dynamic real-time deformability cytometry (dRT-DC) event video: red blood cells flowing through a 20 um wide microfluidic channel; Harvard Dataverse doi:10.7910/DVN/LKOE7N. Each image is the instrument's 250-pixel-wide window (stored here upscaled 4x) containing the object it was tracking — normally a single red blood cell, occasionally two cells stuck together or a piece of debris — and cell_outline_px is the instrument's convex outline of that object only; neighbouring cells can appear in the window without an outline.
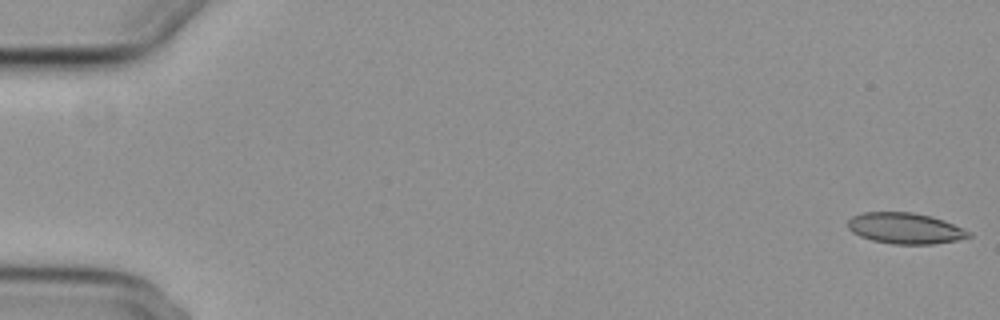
{"species": "common noctule bat (a hibernating species)", "species_latin": "Nyctalus noctula", "temperature_condition": "cold", "stored_images_in_passage": 56, "camera_frame_rate_fps": 3000, "um_per_image_px": 0.085, "animal": {"sex": "female", "body_mass_g": 29.2, "forearm_length_mm": 56.3}, "frame": {"image": 1, "passage_image": 1, "time_ms": 0.0, "image_size_px": [1000, 320], "cell_outline_px": [[972, 236], [956, 240], [932, 244], [892, 244], [872, 240], [860, 236], [852, 232], [848, 228], [848, 220], [852, 216], [864, 212], [912, 212], [932, 216], [944, 220], [972, 232]], "centroid_in_image_um": [76.94, 19.4], "position_along_channel_um": 8.1, "area_um2": 21.85}}
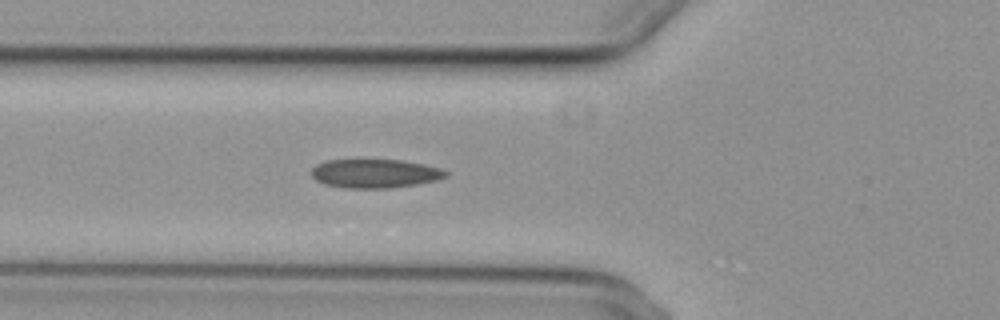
{"frame": {"image": 2, "passage_image": 21, "time_ms": 6.667, "image_size_px": [1000, 320], "cell_outline_px": [[448, 176], [436, 180], [416, 184], [392, 188], [344, 188], [324, 184], [316, 180], [312, 176], [312, 168], [316, 164], [324, 160], [400, 160], [424, 164], [440, 168], [448, 172]], "centroid_in_image_um": [31.86, 14.75], "position_along_channel_um": 93.9, "area_um2": 22.6}}
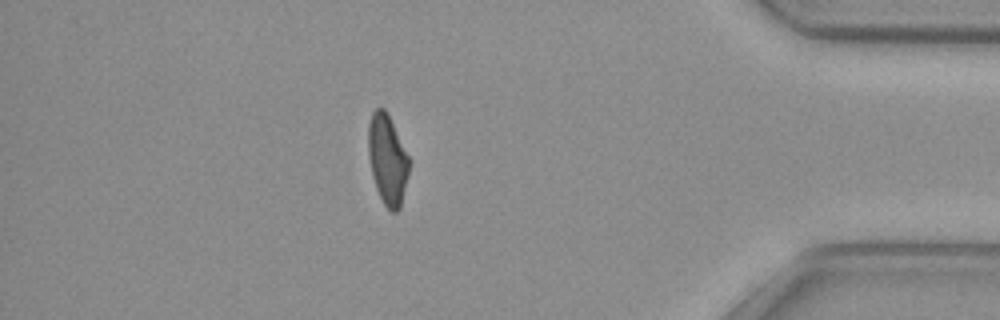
{"frame": {"image": 3, "passage_image": 49, "time_ms": 16.0, "image_size_px": [1000, 320], "cell_outline_px": [[408, 172], [400, 208], [396, 212], [392, 212], [384, 204], [376, 188], [372, 176], [368, 156], [368, 124], [372, 112], [376, 108], [384, 108], [388, 112], [408, 156]], "centroid_in_image_um": [32.9, 13.52], "position_along_channel_um": 402.3, "area_um2": 21.21}, "authors_computed_cell_mechanics": {"area_um2": 22.2819, "velocity_mm_per_s": 3.7195, "shape_relaxation_time_tau1_ms": 8.109, "shape_relaxation_time_tau2_ms": 2.2148, "deformation_change_tau1": 0.1731, "deformation_change_tau2": 0.0807}}